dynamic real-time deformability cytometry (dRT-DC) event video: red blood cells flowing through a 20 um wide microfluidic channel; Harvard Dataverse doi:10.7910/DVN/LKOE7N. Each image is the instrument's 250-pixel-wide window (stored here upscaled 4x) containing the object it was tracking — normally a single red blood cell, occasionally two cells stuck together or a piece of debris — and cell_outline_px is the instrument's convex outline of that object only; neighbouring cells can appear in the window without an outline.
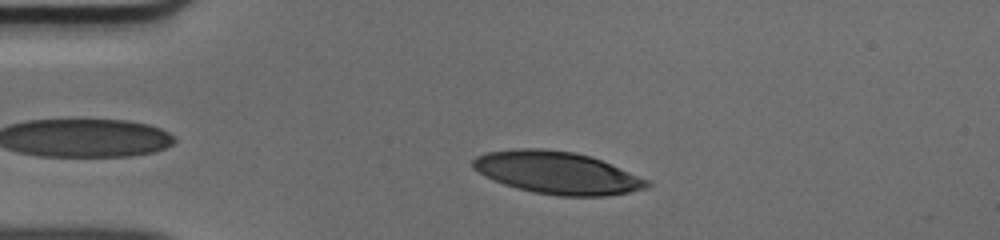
{"species": "human", "species_latin": "Homo sapiens", "temperature_condition": "cold", "stored_images_in_passage": 39, "camera_frame_rate_fps": 3000, "um_per_image_px": 0.085, "donor": {"sex": "male"}, "frame": {"image": 1, "passage_image": 8, "time_ms": 2.333, "image_size_px": [1000, 240], "cell_outline_px": [[652, 184], [644, 188], [628, 192], [604, 196], [556, 196], [532, 192], [516, 188], [504, 184], [484, 176], [472, 168], [472, 160], [476, 156], [488, 152], [524, 148], [536, 148], [576, 152], [600, 160], [648, 180]], "centroid_in_image_um": [47.3, 14.69], "position_along_channel_um": 37.7, "area_um2": 42.6}}
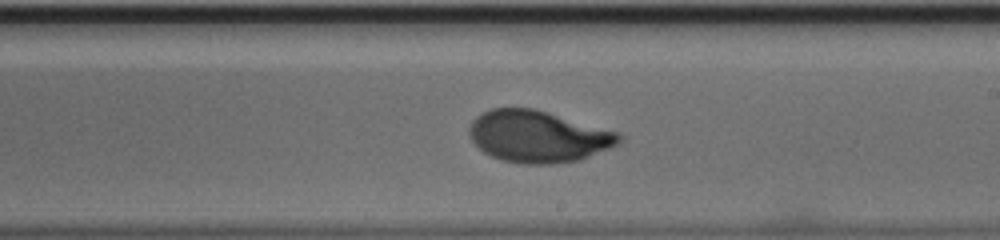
{"frame": {"image": 2, "passage_image": 26, "time_ms": 8.333, "image_size_px": [1000, 240], "cell_outline_px": [[624, 136], [616, 144], [608, 148], [580, 160], [552, 164], [520, 164], [500, 160], [484, 152], [472, 140], [468, 132], [468, 128], [472, 120], [480, 112], [492, 108], [532, 108], [548, 112], [620, 132]], "centroid_in_image_um": [45.72, 11.59], "position_along_channel_um": 243.3, "area_um2": 45.32}}
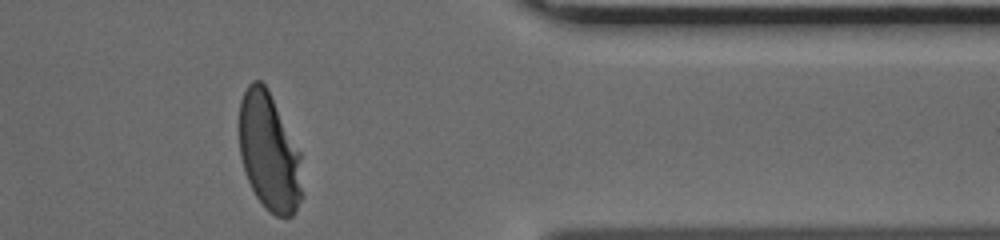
{"frame": {"image": 3, "passage_image": 38, "time_ms": 12.333, "image_size_px": [1000, 240], "cell_outline_px": [[304, 196], [292, 216], [276, 216], [264, 208], [256, 196], [248, 180], [240, 156], [240, 100], [248, 84], [252, 80], [260, 80], [268, 88], [300, 152]], "centroid_in_image_um": [22.9, 12.95], "position_along_channel_um": 388.5, "area_um2": 43.52}}